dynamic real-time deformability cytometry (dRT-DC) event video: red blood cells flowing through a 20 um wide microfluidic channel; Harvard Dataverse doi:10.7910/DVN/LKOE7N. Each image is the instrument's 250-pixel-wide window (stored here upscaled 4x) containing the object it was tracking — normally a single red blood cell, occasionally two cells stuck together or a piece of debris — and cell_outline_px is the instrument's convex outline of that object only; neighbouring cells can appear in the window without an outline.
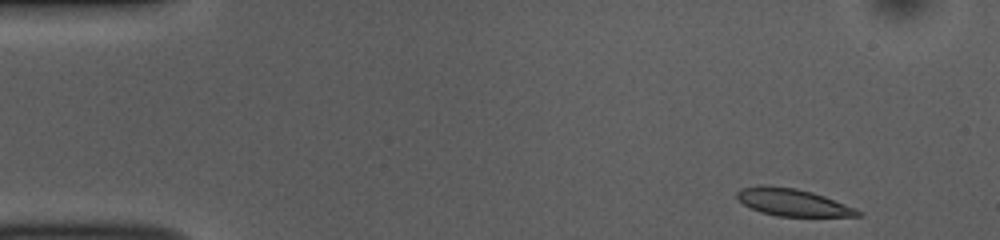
{"species": "common noctule bat (a hibernating species)", "species_latin": "Nyctalus noctula", "temperature_condition": "room temperature", "stored_images_in_passage": 48, "camera_frame_rate_fps": 3000, "um_per_image_px": 0.085, "animal": {"sex": "female", "body_mass_g": 10.0, "forearm_length_mm": 53.1}, "frame": {"image": 1, "passage_image": 1, "time_ms": 0.0, "image_size_px": [1000, 240], "cell_outline_px": [[864, 216], [776, 216], [760, 212], [744, 204], [736, 196], [736, 192], [740, 188], [756, 184], [764, 184], [796, 188], [812, 192], [824, 196], [856, 208], [864, 212]], "centroid_in_image_um": [67.37, 17.18], "position_along_channel_um": 17.6, "area_um2": 19.42}}
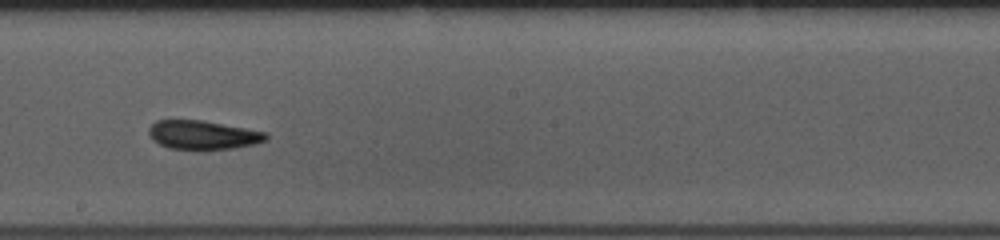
{"frame": {"image": 2, "passage_image": 25, "time_ms": 8.0, "image_size_px": [1000, 240], "cell_outline_px": [[268, 140], [256, 144], [236, 148], [204, 152], [196, 152], [168, 148], [152, 140], [148, 132], [148, 128], [156, 120], [204, 120], [268, 132]], "centroid_in_image_um": [17.28, 11.51], "position_along_channel_um": 230.9, "area_um2": 20.75}}
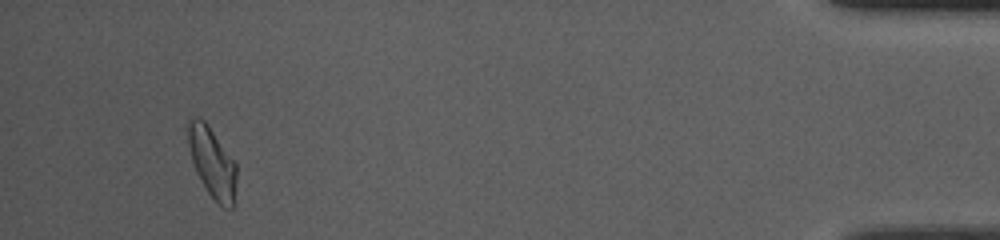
{"frame": {"image": 3, "passage_image": 45, "time_ms": 14.667, "image_size_px": [1000, 240], "cell_outline_px": [[236, 180], [232, 208], [224, 208], [208, 192], [196, 172], [192, 160], [184, 128], [184, 124], [192, 116], [204, 120], [236, 164]], "centroid_in_image_um": [17.97, 13.74], "position_along_channel_um": 417.2, "area_um2": 19.65}, "authors_computed_cell_mechanics": {"area_um2": 19.8254, "velocity_mm_per_s": 3.837, "shape_relaxation_time_tau1_ms": 4.555, "shape_relaxation_time_tau2_ms": 3.3308, "deformation_change_tau1": 0.1277, "deformation_change_tau2": 0.0954}}